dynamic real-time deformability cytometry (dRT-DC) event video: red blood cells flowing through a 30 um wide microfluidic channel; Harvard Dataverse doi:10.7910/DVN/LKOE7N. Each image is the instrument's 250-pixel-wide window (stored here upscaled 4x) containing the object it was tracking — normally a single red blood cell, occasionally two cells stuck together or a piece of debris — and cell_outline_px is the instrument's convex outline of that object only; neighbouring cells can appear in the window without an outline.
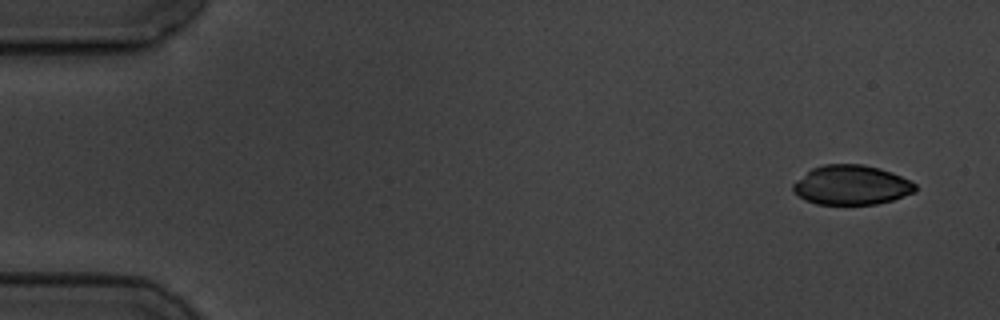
{"species": "common noctule bat (a hibernating species)", "species_latin": "Nyctalus noctula", "temperature_condition": "cold", "stored_images_in_passage": 4, "camera_frame_rate_fps": 3000, "um_per_image_px": 0.085, "animal": {"sex": "male", "body_mass_g": 19.5, "forearm_length_mm": 54.6}, "frame": {"image": 1, "passage_image": 1, "time_ms": 0.0, "image_size_px": [1000, 320], "cell_outline_px": [[916, 192], [892, 200], [876, 204], [816, 204], [804, 200], [792, 192], [792, 184], [796, 180], [812, 168], [824, 164], [864, 164], [880, 168], [892, 172], [916, 184]], "centroid_in_image_um": [72.34, 15.73], "position_along_channel_um": 12.7, "area_um2": 28.32}}
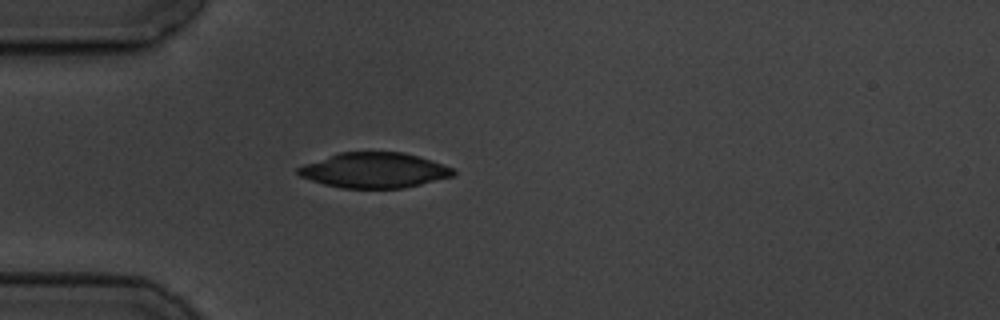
{"frame": {"image": 2, "passage_image": 4, "time_ms": 4.333, "image_size_px": [1000, 320], "cell_outline_px": [[456, 176], [404, 188], [344, 188], [324, 184], [300, 176], [296, 172], [296, 168], [304, 164], [340, 152], [404, 152], [432, 160], [452, 168], [456, 172]], "centroid_in_image_um": [31.84, 14.47], "position_along_channel_um": 53.2, "area_um2": 31.85}}